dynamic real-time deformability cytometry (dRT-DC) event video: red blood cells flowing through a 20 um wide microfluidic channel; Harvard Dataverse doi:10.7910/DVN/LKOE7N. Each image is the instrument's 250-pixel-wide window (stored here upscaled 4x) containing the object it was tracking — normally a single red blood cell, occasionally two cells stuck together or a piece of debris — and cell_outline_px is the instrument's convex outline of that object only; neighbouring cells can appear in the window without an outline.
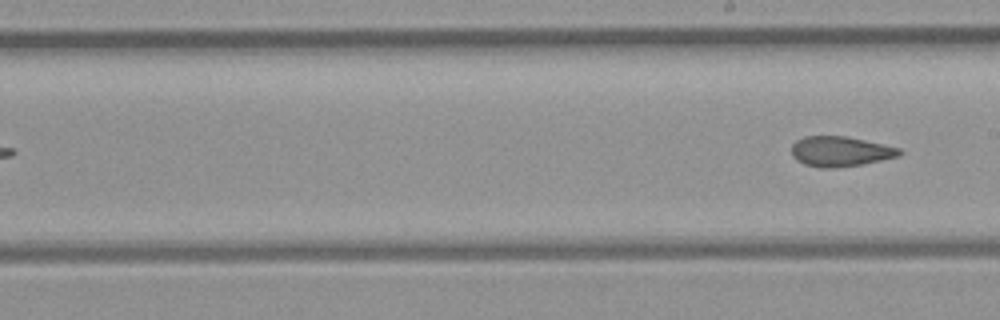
{"species": "common noctule bat (a hibernating species)", "species_latin": "Nyctalus noctula", "temperature_condition": "room temperature", "stored_images_in_passage": 9, "segment_of_instrument_passage": [2, 2], "camera_frame_rate_fps": 3000, "um_per_image_px": 0.085, "animal": {"sex": "female", "body_mass_g": 21.9}, "frame": {"image": 1, "passage_image": 9, "time_ms": 10.333, "image_size_px": [1000, 320], "cell_outline_px": [[904, 152], [900, 156], [860, 164], [836, 168], [820, 168], [804, 164], [796, 160], [792, 156], [792, 144], [796, 140], [804, 136], [844, 136], [864, 140], [900, 148]], "centroid_in_image_um": [71.41, 12.87], "position_along_channel_um": 217.6, "area_um2": 18.9}}